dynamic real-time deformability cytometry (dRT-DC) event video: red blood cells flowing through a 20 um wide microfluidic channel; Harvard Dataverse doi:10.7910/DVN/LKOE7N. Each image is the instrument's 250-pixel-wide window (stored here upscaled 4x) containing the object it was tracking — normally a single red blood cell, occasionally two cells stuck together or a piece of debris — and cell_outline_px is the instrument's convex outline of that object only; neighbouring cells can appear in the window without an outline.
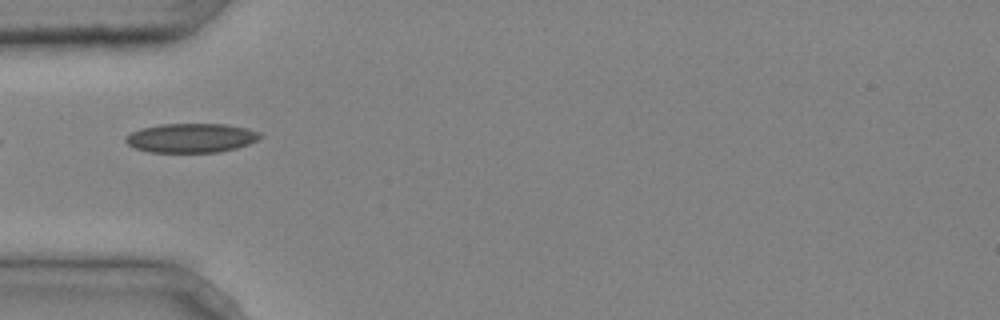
{"species": "common noctule bat (a hibernating species)", "species_latin": "Nyctalus noctula", "temperature_condition": "cold", "stored_images_in_passage": 1, "camera_frame_rate_fps": 3000, "um_per_image_px": 0.085, "animal": {"sex": "male", "body_mass_g": 20.4}, "frame": {"image": 1, "passage_image": 1, "time_ms": 0.0, "image_size_px": [1000, 320], "cell_outline_px": [[264, 136], [248, 144], [236, 148], [220, 152], [148, 152], [136, 148], [128, 144], [124, 140], [124, 136], [140, 128], [160, 124], [224, 124], [248, 128], [260, 132]], "centroid_in_image_um": [16.25, 11.72], "position_along_channel_um": 68.8, "area_um2": 23.0}}